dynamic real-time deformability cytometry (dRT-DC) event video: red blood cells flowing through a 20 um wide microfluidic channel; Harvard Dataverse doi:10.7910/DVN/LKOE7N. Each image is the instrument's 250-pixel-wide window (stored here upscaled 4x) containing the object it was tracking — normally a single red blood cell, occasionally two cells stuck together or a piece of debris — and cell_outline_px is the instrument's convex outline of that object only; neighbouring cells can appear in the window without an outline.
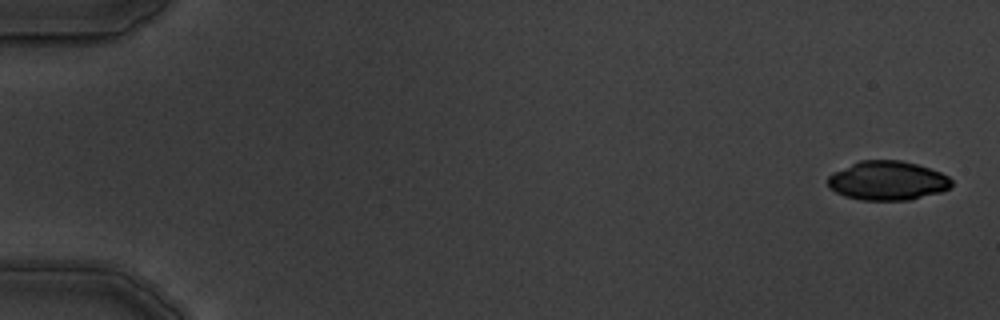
{"species": "common noctule bat (a hibernating species)", "species_latin": "Nyctalus noctula", "temperature_condition": "warm", "stored_images_in_passage": 6, "camera_frame_rate_fps": 3000, "um_per_image_px": 0.085, "animal": {"sex": "male", "body_mass_g": 19.5, "forearm_length_mm": 54.6}, "frame": {"image": 1, "passage_image": 1, "time_ms": 0.0, "image_size_px": [1000, 320], "cell_outline_px": [[952, 184], [948, 188], [940, 192], [908, 200], [860, 200], [844, 196], [828, 188], [828, 176], [832, 172], [860, 160], [900, 160], [916, 164], [940, 172], [948, 176], [952, 180]], "centroid_in_image_um": [75.4, 15.35], "position_along_channel_um": 9.6, "area_um2": 28.21}}
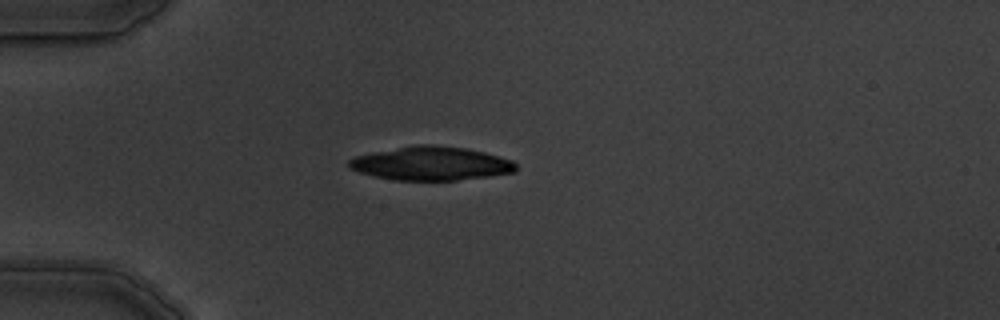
{"frame": {"image": 2, "passage_image": 5, "time_ms": 4.667, "image_size_px": [1000, 320], "cell_outline_px": [[516, 172], [492, 176], [456, 180], [392, 180], [372, 176], [348, 168], [348, 160], [356, 156], [372, 152], [416, 144], [432, 144], [464, 148], [484, 152], [512, 160], [516, 164]], "centroid_in_image_um": [36.63, 13.9], "position_along_channel_um": 48.4, "area_um2": 32.95}}